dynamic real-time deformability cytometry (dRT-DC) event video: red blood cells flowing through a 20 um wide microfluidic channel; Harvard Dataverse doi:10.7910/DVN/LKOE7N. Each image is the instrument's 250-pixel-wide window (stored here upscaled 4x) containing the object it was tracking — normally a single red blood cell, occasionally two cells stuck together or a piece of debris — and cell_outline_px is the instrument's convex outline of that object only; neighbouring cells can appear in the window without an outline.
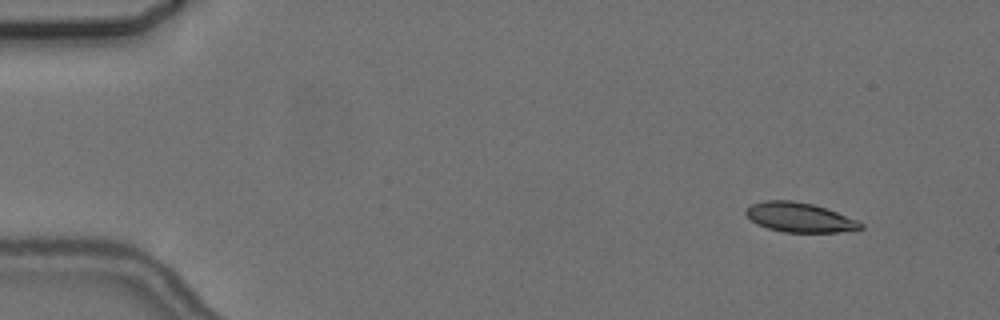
{"species": "common noctule bat (a hibernating species)", "species_latin": "Nyctalus noctula", "temperature_condition": "cold", "stored_images_in_passage": 4, "camera_frame_rate_fps": 3000, "um_per_image_px": 0.085, "animal": {"sex": "female", "body_mass_g": 24.6, "forearm_length_mm": 56.2}, "frame": {"image": 1, "passage_image": 1, "time_ms": 0.0, "image_size_px": [1000, 320], "cell_outline_px": [[864, 228], [840, 232], [784, 232], [768, 228], [756, 224], [744, 212], [744, 208], [752, 204], [764, 200], [792, 200], [812, 204], [836, 212], [856, 220], [864, 224]], "centroid_in_image_um": [67.93, 18.47], "position_along_channel_um": 17.1, "area_um2": 19.65}}